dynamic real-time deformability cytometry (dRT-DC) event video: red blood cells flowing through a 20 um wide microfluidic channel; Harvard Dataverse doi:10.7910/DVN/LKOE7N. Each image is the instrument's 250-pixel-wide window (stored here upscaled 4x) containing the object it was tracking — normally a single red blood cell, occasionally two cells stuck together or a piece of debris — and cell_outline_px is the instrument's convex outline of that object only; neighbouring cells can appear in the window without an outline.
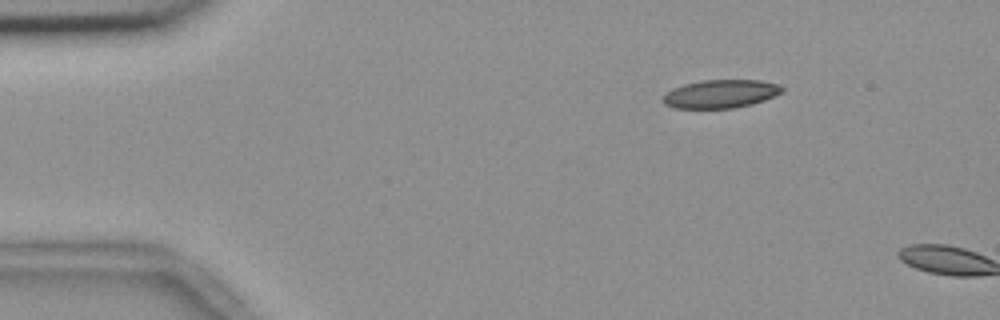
{"species": "common noctule bat (a hibernating species)", "species_latin": "Nyctalus noctula", "temperature_condition": "room temperature", "stored_images_in_passage": 2, "camera_frame_rate_fps": 3000, "um_per_image_px": 0.085, "animal": {"sex": "female", "body_mass_g": 18.4}, "frame": {"image": 1, "passage_image": 1, "time_ms": 0.0, "image_size_px": [1000, 320], "cell_outline_px": [[784, 92], [764, 100], [752, 104], [732, 108], [676, 108], [664, 104], [660, 100], [672, 88], [684, 84], [700, 80], [760, 80], [776, 84], [784, 88]], "centroid_in_image_um": [61.24, 7.97], "position_along_channel_um": 23.8, "area_um2": 19.65}}